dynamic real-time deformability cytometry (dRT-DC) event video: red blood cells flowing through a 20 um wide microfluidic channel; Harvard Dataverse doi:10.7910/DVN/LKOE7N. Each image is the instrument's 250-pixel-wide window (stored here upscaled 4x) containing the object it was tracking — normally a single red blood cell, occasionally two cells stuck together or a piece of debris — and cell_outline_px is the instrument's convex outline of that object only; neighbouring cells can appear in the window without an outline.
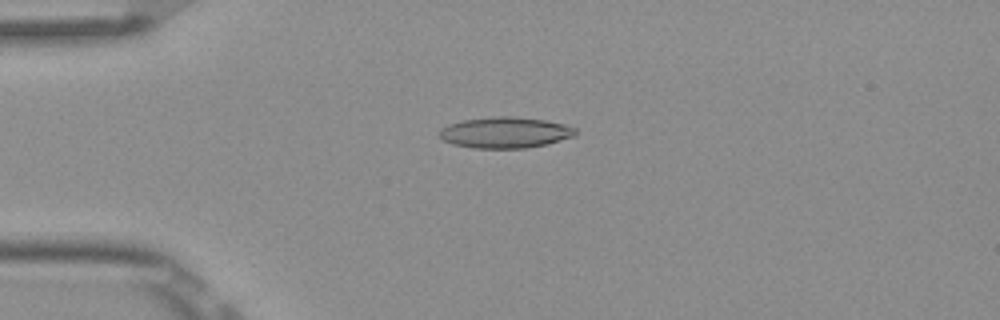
{"species": "Egyptian fruit bat (a non-hibernating species)", "species_latin": "Rousettus aegyptiacus", "temperature_condition": "room temperature", "stored_images_in_passage": 5, "camera_frame_rate_fps": 3000, "um_per_image_px": 0.085, "frame": {"image": 1, "passage_image": 3, "time_ms": 0.667, "image_size_px": [1000, 320], "cell_outline_px": [[576, 132], [572, 136], [548, 144], [524, 148], [472, 148], [452, 144], [444, 140], [436, 132], [440, 128], [448, 124], [464, 120], [496, 116], [508, 116], [544, 120], [564, 124], [576, 128]], "centroid_in_image_um": [42.89, 11.27], "position_along_channel_um": 42.1, "area_um2": 24.51}}
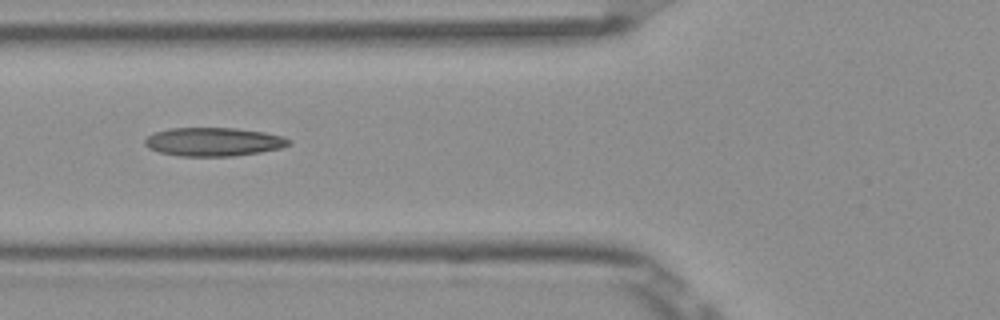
{"frame": {"image": 2, "passage_image": 5, "time_ms": 1.333, "image_size_px": [1000, 320], "cell_outline_px": [[292, 144], [280, 148], [260, 152], [236, 156], [180, 156], [160, 152], [148, 148], [144, 144], [144, 140], [148, 136], [156, 132], [168, 128], [236, 128], [264, 132], [284, 136], [292, 140]], "centroid_in_image_um": [18.18, 12.05], "position_along_channel_um": 107.6, "area_um2": 24.1}}